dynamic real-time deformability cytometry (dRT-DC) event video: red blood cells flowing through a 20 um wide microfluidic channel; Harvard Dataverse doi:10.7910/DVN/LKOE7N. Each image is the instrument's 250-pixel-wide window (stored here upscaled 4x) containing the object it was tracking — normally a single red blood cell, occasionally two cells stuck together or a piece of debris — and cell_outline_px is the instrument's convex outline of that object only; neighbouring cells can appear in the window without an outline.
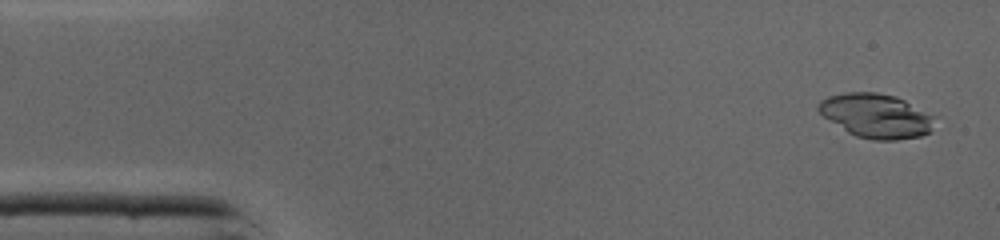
{"species": "common noctule bat (a hibernating species)", "species_latin": "Nyctalus noctula", "temperature_condition": "cold", "stored_images_in_passage": 45, "camera_frame_rate_fps": 3000, "um_per_image_px": 0.085, "animal": {"sex": "male", "body_mass_g": 19.0, "forearm_length_mm": 50.8}, "frame": {"image": 1, "passage_image": 2, "time_ms": 0.333, "image_size_px": [1000, 240], "cell_outline_px": [[940, 116], [932, 132], [920, 136], [896, 140], [872, 140], [856, 136], [848, 132], [824, 116], [816, 108], [820, 100], [828, 96], [848, 92], [876, 92], [896, 96]], "centroid_in_image_um": [74.59, 9.84], "position_along_channel_um": 10.4, "area_um2": 30.52}}
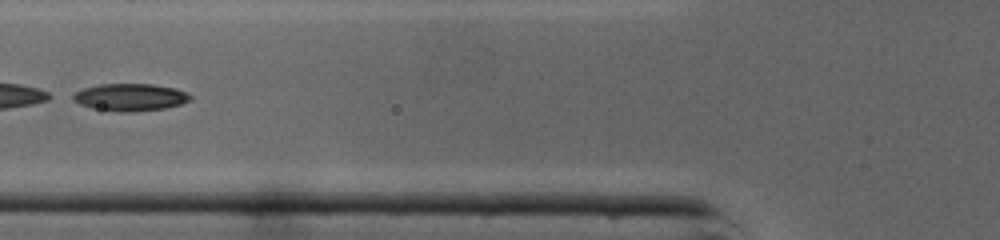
{"frame": {"image": 2, "passage_image": 17, "time_ms": 5.333, "image_size_px": [1000, 240], "cell_outline_px": [[192, 100], [180, 104], [164, 108], [128, 112], [120, 112], [92, 108], [80, 104], [72, 100], [68, 96], [84, 88], [100, 84], [152, 84], [176, 88], [188, 92], [192, 96]], "centroid_in_image_um": [11.06, 8.26], "position_along_channel_um": 114.7, "area_um2": 18.79}}
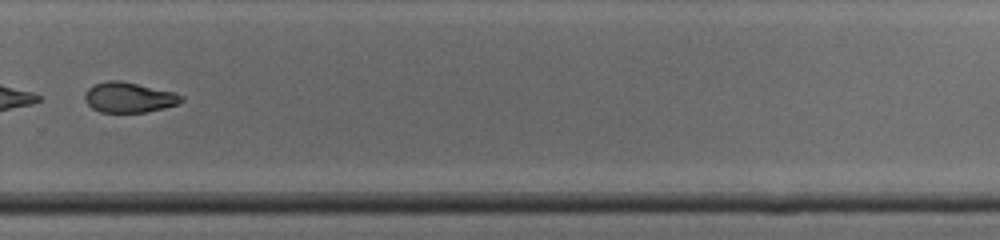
{"frame": {"image": 3, "passage_image": 31, "time_ms": 10.0, "image_size_px": [1000, 240], "cell_outline_px": [[184, 100], [176, 104], [164, 108], [144, 112], [100, 112], [92, 108], [88, 104], [84, 96], [84, 92], [92, 84], [108, 80], [120, 80], [176, 92], [184, 96]], "centroid_in_image_um": [10.96, 8.26], "position_along_channel_um": 318.8, "area_um2": 17.17}, "authors_computed_cell_mechanics": {"area_um2": 29.8826, "velocity_mm_per_s": 4.3738, "shape_relaxation_time_tau1_ms": 0.5224, "shape_relaxation_time_tau2_ms": 9.3949, "deformation_change_tau1": 0.2887, "deformation_change_tau2": 0.1819}}